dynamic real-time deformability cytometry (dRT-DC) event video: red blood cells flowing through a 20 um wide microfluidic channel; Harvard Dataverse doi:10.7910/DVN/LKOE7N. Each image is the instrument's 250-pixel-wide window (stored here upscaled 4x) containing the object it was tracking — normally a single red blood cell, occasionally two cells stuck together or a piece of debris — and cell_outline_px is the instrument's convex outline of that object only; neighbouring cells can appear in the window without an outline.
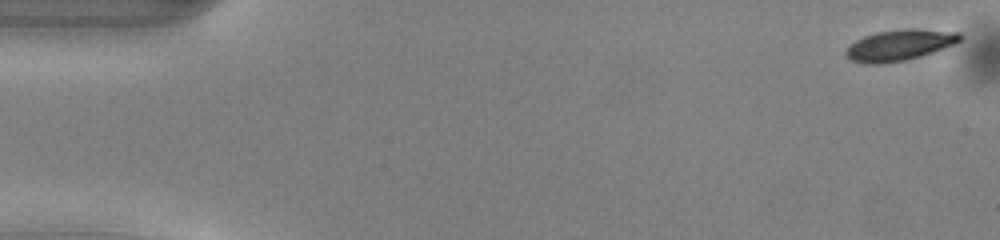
{"species": "common noctule bat (a hibernating species)", "species_latin": "Nyctalus noctula", "temperature_condition": "warm", "stored_images_in_passage": 50, "camera_frame_rate_fps": 3000, "um_per_image_px": 0.085, "animal": {"sex": "male", "body_mass_g": 13.0, "forearm_length_mm": 53.1}, "frame": {"image": 1, "passage_image": 1, "time_ms": 0.0, "image_size_px": [1000, 240], "cell_outline_px": [[964, 36], [960, 40], [944, 48], [920, 56], [904, 60], [884, 64], [864, 64], [852, 60], [844, 52], [856, 40], [864, 36], [876, 32], [904, 28], [916, 28], [960, 32]], "centroid_in_image_um": [76.48, 3.82], "position_along_channel_um": 8.5, "area_um2": 20.58}}
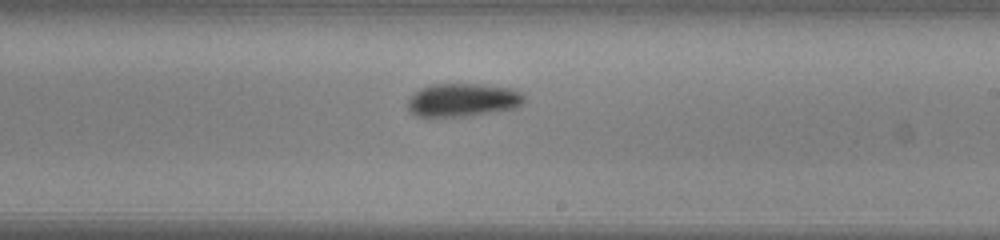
{"frame": {"image": 2, "passage_image": 29, "time_ms": 9.333, "image_size_px": [1000, 240], "cell_outline_px": [[528, 100], [520, 108], [464, 116], [432, 120], [428, 120], [416, 116], [408, 112], [404, 104], [420, 88], [432, 84], [480, 84], [516, 88], [528, 96]], "centroid_in_image_um": [39.35, 8.54], "position_along_channel_um": 249.7, "area_um2": 23.99}}
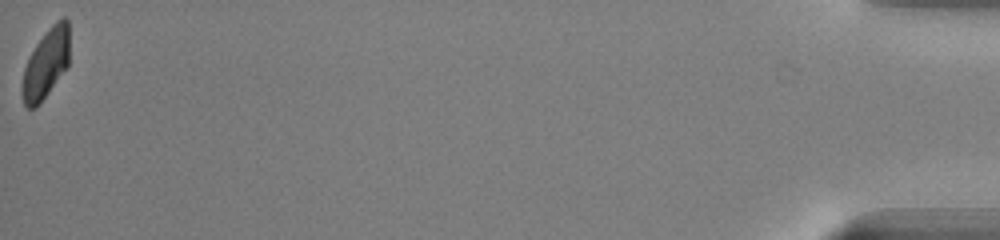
{"frame": {"image": 3, "passage_image": 50, "time_ms": 16.333, "image_size_px": [1000, 240], "cell_outline_px": [[68, 64], [40, 104], [36, 108], [28, 108], [24, 104], [20, 92], [20, 88], [24, 68], [36, 44], [44, 32], [56, 20], [64, 16], [68, 20]], "centroid_in_image_um": [3.87, 5.42], "position_along_channel_um": 431.3, "area_um2": 19.07}, "authors_computed_cell_mechanics": {"area_um2": 21.2704, "velocity_mm_per_s": 4.0902, "shape_relaxation_time_tau1_ms": 2.0312, "shape_relaxation_time_tau2_ms": null, "deformation_change_tau1": 0.1008, "deformation_change_tau2": null}}